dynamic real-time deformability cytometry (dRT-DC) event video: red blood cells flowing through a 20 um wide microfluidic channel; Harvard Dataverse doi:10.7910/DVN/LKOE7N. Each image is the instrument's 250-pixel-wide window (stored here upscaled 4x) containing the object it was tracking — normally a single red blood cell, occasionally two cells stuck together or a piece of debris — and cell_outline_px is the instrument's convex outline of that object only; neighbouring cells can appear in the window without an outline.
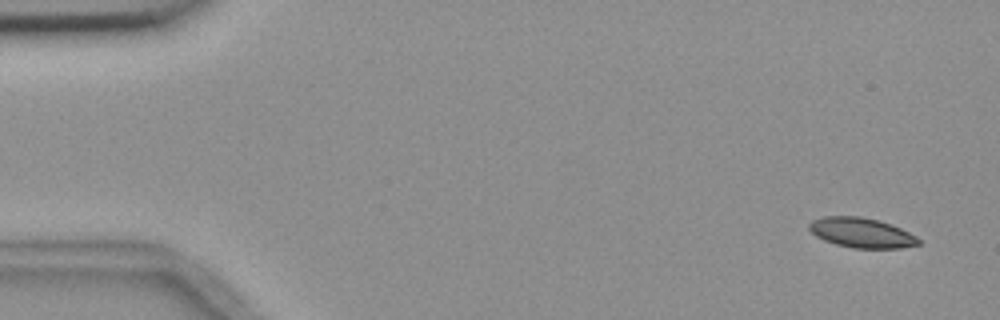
{"species": "common noctule bat (a hibernating species)", "species_latin": "Nyctalus noctula", "temperature_condition": "room temperature", "stored_images_in_passage": 4, "camera_frame_rate_fps": 3000, "um_per_image_px": 0.085, "animal": {"sex": "female", "body_mass_g": 18.4}, "frame": {"image": 1, "passage_image": 1, "time_ms": 0.0, "image_size_px": [1000, 320], "cell_outline_px": [[920, 244], [900, 248], [852, 248], [836, 244], [824, 240], [816, 236], [808, 228], [808, 224], [812, 220], [824, 216], [860, 216], [880, 220], [892, 224], [916, 236], [920, 240]], "centroid_in_image_um": [73.22, 19.77], "position_along_channel_um": 11.8, "area_um2": 19.13}}